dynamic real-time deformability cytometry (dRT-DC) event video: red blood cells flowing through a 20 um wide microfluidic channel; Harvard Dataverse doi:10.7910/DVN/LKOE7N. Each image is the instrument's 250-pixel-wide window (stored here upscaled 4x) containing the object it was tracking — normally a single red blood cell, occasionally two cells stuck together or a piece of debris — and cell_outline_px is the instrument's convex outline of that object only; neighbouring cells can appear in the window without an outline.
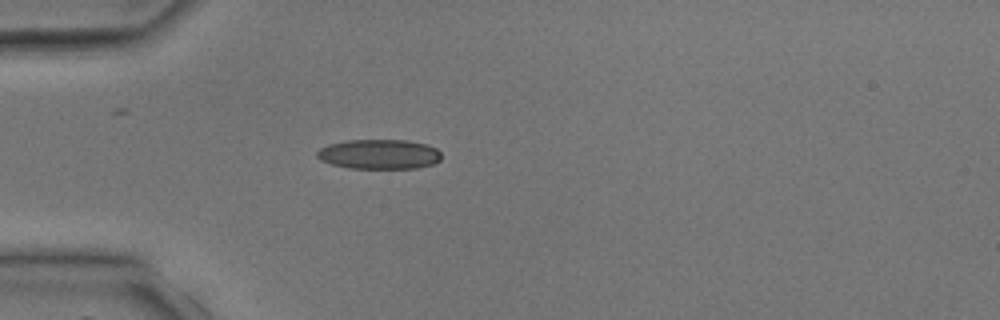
{"species": "common noctule bat (a hibernating species)", "species_latin": "Nyctalus noctula", "temperature_condition": "room temperature", "stored_images_in_passage": 1, "camera_frame_rate_fps": 3000, "um_per_image_px": 0.085, "animal": {"sex": "male", "body_mass_g": 17.9, "forearm_length_mm": 54.2}, "frame": {"image": 1, "passage_image": 1, "time_ms": 0.0, "image_size_px": [1000, 320], "cell_outline_px": [[440, 160], [432, 164], [416, 168], [348, 168], [332, 164], [320, 160], [316, 156], [316, 152], [320, 148], [328, 144], [348, 140], [408, 140], [428, 144], [436, 148], [440, 152]], "centroid_in_image_um": [32.22, 13.1], "position_along_channel_um": 52.8, "area_um2": 21.62}}